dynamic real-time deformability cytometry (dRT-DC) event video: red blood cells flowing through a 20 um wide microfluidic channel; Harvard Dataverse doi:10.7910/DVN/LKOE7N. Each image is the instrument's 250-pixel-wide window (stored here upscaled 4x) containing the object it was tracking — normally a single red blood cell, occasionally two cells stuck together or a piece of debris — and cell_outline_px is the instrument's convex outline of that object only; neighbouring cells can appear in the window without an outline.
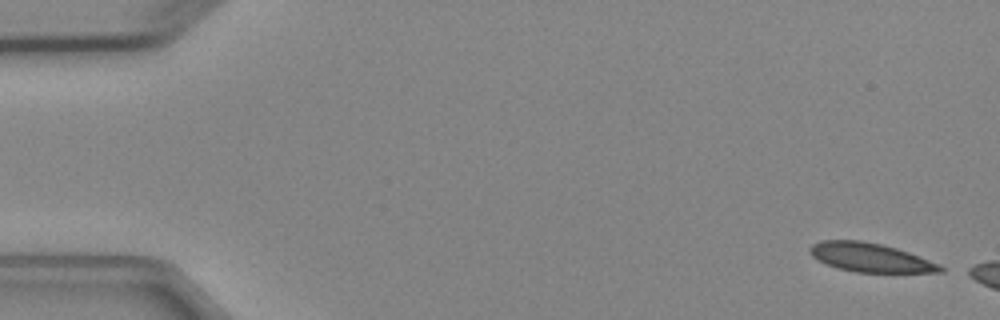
{"species": "Egyptian fruit bat (a non-hibernating species)", "species_latin": "Rousettus aegyptiacus", "temperature_condition": "cold", "stored_images_in_passage": 4, "camera_frame_rate_fps": 3000, "um_per_image_px": 0.085, "animal": {"sex": "female"}, "frame": {"image": 1, "passage_image": 1, "time_ms": 0.0, "image_size_px": [1000, 320], "cell_outline_px": [[944, 272], [856, 272], [840, 268], [828, 264], [812, 256], [808, 252], [808, 248], [812, 244], [820, 240], [860, 240], [880, 244], [896, 248], [908, 252], [940, 264], [944, 268]], "centroid_in_image_um": [73.96, 21.87], "position_along_channel_um": 11.0, "area_um2": 21.73}}